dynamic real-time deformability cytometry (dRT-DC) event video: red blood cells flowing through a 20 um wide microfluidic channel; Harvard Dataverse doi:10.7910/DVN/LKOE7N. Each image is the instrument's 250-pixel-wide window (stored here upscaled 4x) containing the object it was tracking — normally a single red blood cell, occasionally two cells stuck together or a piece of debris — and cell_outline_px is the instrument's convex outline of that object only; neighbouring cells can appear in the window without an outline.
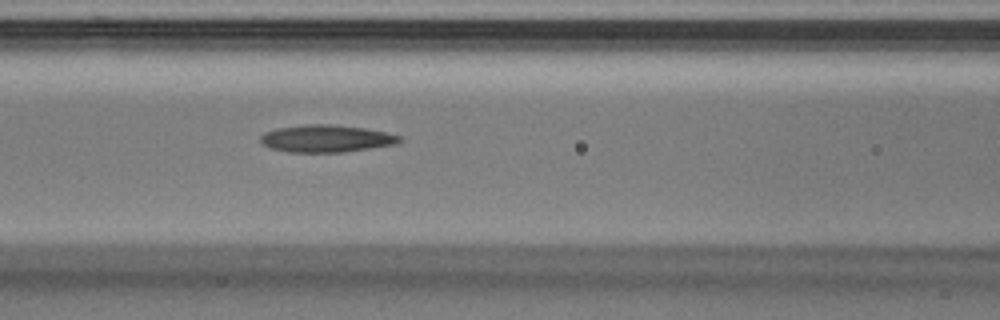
{"species": "Egyptian fruit bat (a non-hibernating species)", "species_latin": "Rousettus aegyptiacus", "temperature_condition": "warm", "stored_images_in_passage": 27, "camera_frame_rate_fps": 3000, "um_per_image_px": 0.085, "animal": {"sex": "male"}, "frame": {"image": 1, "passage_image": 5, "time_ms": 1.333, "image_size_px": [1000, 320], "cell_outline_px": [[404, 140], [396, 144], [344, 152], [288, 152], [272, 148], [260, 144], [260, 136], [264, 132], [276, 128], [308, 124], [332, 124], [364, 128], [384, 132], [400, 136]], "centroid_in_image_um": [27.71, 11.78], "position_along_channel_um": 138.9, "area_um2": 22.14}}
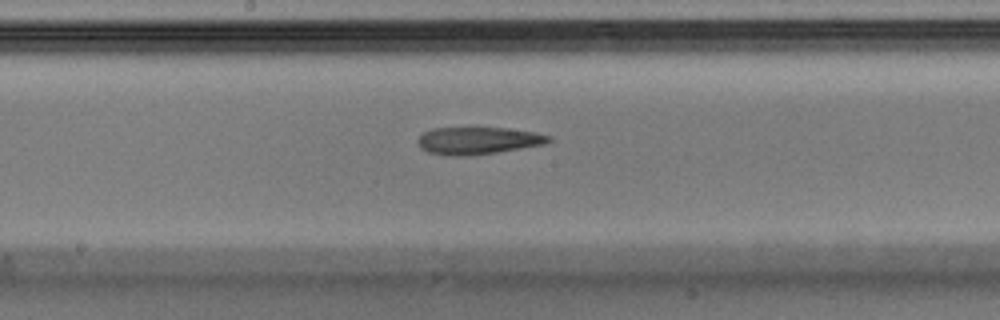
{"frame": {"image": 2, "passage_image": 9, "time_ms": 2.667, "image_size_px": [1000, 320], "cell_outline_px": [[552, 140], [544, 144], [496, 152], [464, 156], [452, 156], [428, 152], [420, 148], [416, 140], [424, 132], [432, 128], [472, 124], [536, 132], [552, 136]], "centroid_in_image_um": [40.58, 11.89], "position_along_channel_um": 207.6, "area_um2": 21.73}}
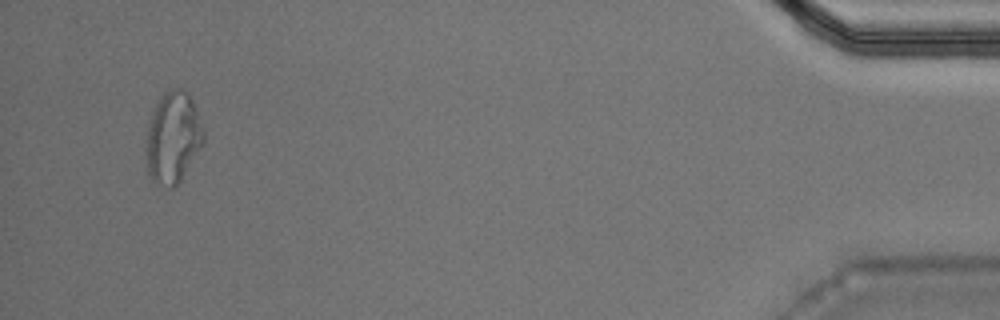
{"frame": {"image": 3, "passage_image": 26, "time_ms": 8.333, "image_size_px": [1000, 320], "cell_outline_px": [[204, 144], [180, 180], [172, 188], [168, 188], [156, 184], [148, 176], [148, 124], [152, 112], [156, 104], [164, 92], [172, 88], [180, 88], [192, 100], [204, 132]], "centroid_in_image_um": [14.71, 11.71], "position_along_channel_um": 420.5, "area_um2": 30.0}}